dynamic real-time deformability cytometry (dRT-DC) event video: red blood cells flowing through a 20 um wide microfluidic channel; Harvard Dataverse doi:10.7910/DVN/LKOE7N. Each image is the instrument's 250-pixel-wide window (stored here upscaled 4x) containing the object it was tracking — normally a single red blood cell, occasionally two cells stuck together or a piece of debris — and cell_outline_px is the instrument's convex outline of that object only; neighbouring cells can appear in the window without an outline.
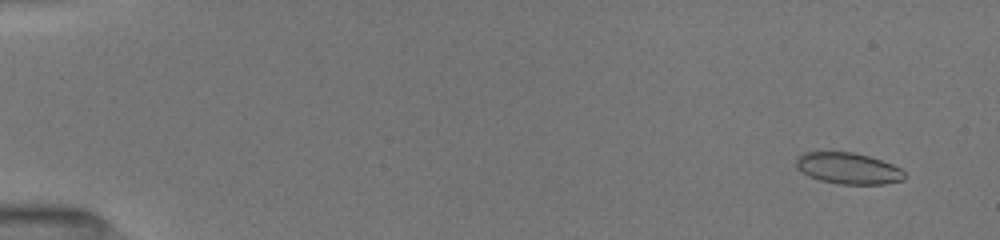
{"species": "common noctule bat (a hibernating species)", "species_latin": "Nyctalus noctula", "temperature_condition": "room temperature", "stored_images_in_passage": 53, "camera_frame_rate_fps": 3000, "um_per_image_px": 0.085, "animal": {"sex": "female", "body_mass_g": 19.5, "forearm_length_mm": 54.1}, "frame": {"image": 1, "passage_image": 4, "time_ms": 1.0, "image_size_px": [1000, 240], "cell_outline_px": [[908, 176], [904, 180], [884, 184], [836, 184], [820, 180], [808, 176], [796, 168], [796, 156], [804, 152], [852, 152], [868, 156], [892, 164], [900, 168]], "centroid_in_image_um": [72.09, 14.32], "position_along_channel_um": 12.9, "area_um2": 19.94}}
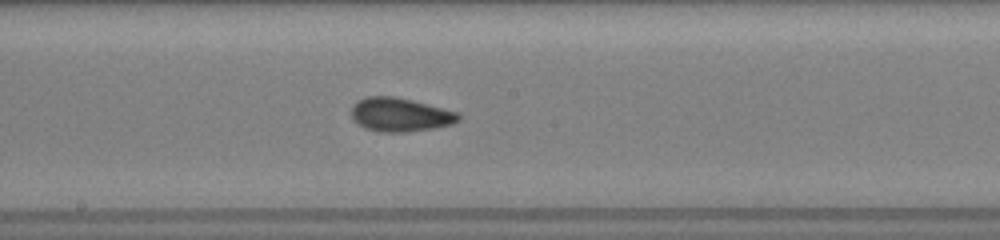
{"frame": {"image": 2, "passage_image": 30, "time_ms": 9.667, "image_size_px": [1000, 240], "cell_outline_px": [[464, 116], [460, 120], [452, 124], [432, 128], [408, 132], [380, 132], [364, 128], [352, 120], [352, 104], [356, 100], [368, 96], [392, 96], [412, 100], [460, 112]], "centroid_in_image_um": [34.02, 9.75], "position_along_channel_um": 214.2, "area_um2": 21.39}}
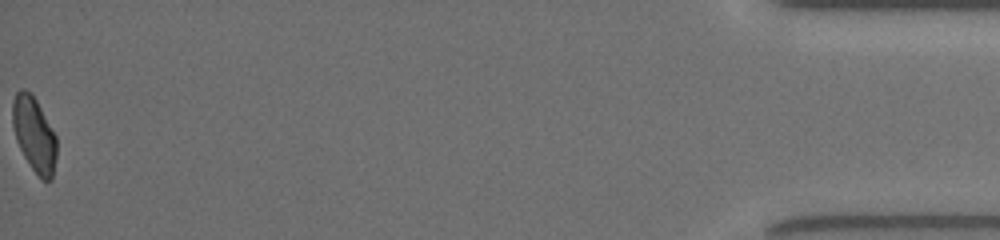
{"frame": {"image": 3, "passage_image": 53, "time_ms": 17.333, "image_size_px": [1000, 240], "cell_outline_px": [[56, 156], [52, 180], [44, 180], [32, 168], [24, 156], [16, 140], [12, 124], [12, 100], [16, 92], [20, 88], [24, 88], [32, 92], [56, 136]], "centroid_in_image_um": [2.88, 11.36], "position_along_channel_um": 432.3, "area_um2": 19.19}, "authors_computed_cell_mechanics": {"area_um2": 20.1722, "velocity_mm_per_s": 4.0114, "shape_relaxation_time_tau1_ms": 4.2362, "shape_relaxation_time_tau2_ms": 1.6022, "deformation_change_tau1": 0.1092, "deformation_change_tau2": 0.0414}}